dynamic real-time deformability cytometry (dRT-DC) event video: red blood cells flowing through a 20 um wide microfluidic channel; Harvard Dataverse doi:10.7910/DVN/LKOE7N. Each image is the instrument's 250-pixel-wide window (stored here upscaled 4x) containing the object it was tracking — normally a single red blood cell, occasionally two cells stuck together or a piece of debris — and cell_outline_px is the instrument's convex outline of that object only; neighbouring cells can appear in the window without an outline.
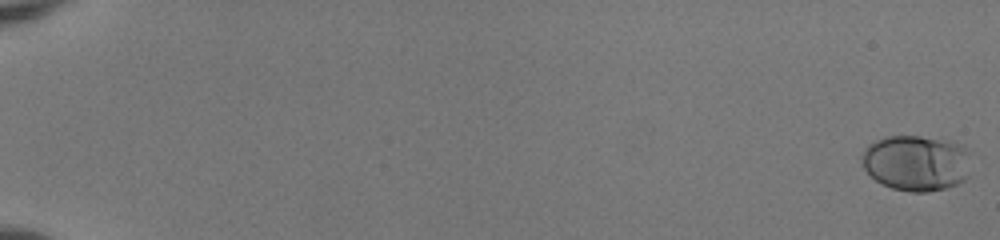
{"species": "human", "species_latin": "Homo sapiens", "temperature_condition": "room temperature", "stored_images_in_passage": 55, "camera_frame_rate_fps": 3000, "um_per_image_px": 0.085, "donor": {"sex": "female"}, "frame": {"image": 1, "passage_image": 1, "time_ms": 0.0, "image_size_px": [1000, 240], "cell_outline_px": [[972, 152], [968, 176], [964, 180], [956, 184], [944, 188], [928, 192], [912, 192], [892, 188], [876, 180], [864, 168], [860, 160], [860, 156], [864, 148], [872, 140], [888, 136], [920, 136], [964, 144]], "centroid_in_image_um": [77.9, 13.83], "position_along_channel_um": 7.1, "area_um2": 36.07}}
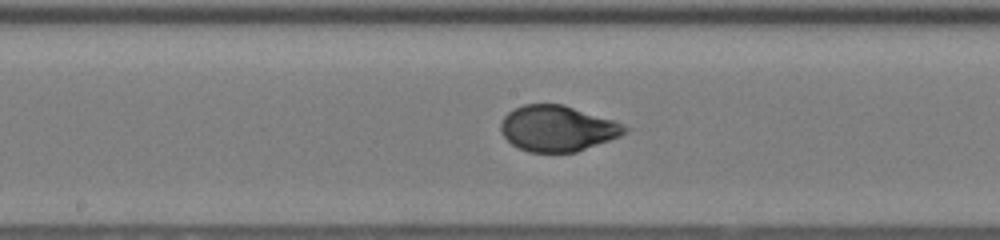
{"frame": {"image": 2, "passage_image": 32, "time_ms": 10.333, "image_size_px": [1000, 240], "cell_outline_px": [[628, 132], [620, 136], [576, 152], [528, 152], [512, 144], [504, 136], [500, 128], [500, 124], [504, 116], [508, 112], [524, 104], [564, 104], [624, 124], [628, 128]], "centroid_in_image_um": [47.38, 10.91], "position_along_channel_um": 200.8, "area_um2": 32.89}}
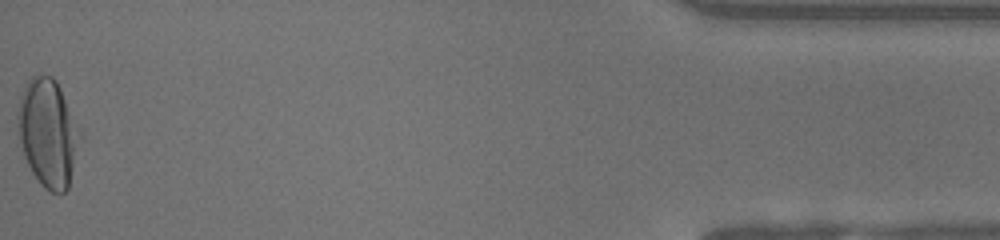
{"frame": {"image": 3, "passage_image": 55, "time_ms": 18.0, "image_size_px": [1000, 240], "cell_outline_px": [[84, 136], [68, 188], [64, 192], [52, 192], [44, 188], [40, 184], [32, 172], [16, 144], [16, 112], [20, 96], [28, 80], [32, 76], [52, 76], [56, 80], [84, 132]], "centroid_in_image_um": [4.08, 11.31], "position_along_channel_um": 431.1, "area_um2": 40.75}, "authors_computed_cell_mechanics": {"area_um2": 33.3506, "velocity_mm_per_s": 3.9992, "shape_relaxation_time_tau1_ms": 2.9917, "shape_relaxation_time_tau2_ms": null, "deformation_change_tau1": 0.1765, "deformation_change_tau2": null}}